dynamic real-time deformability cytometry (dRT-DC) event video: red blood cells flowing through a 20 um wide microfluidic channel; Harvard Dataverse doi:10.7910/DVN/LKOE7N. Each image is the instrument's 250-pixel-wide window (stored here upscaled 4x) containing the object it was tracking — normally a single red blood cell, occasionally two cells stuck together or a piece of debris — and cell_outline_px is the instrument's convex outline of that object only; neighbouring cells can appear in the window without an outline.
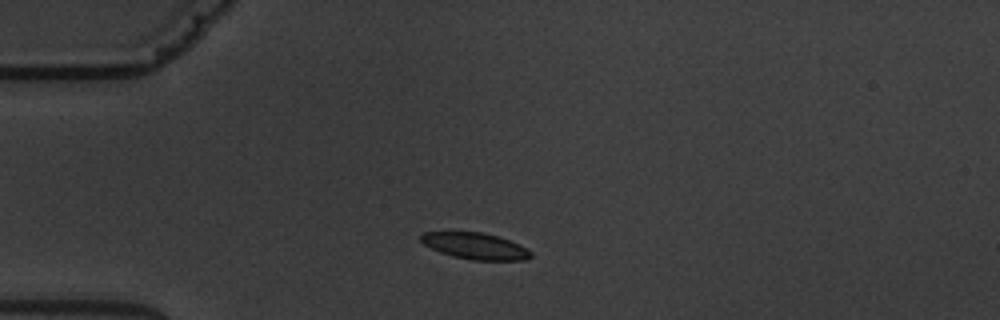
{"species": "common noctule bat (a hibernating species)", "species_latin": "Nyctalus noctula", "temperature_condition": "warm", "stored_images_in_passage": 5, "camera_frame_rate_fps": 3000, "um_per_image_px": 0.085, "animal": {"sex": "male", "body_mass_g": 19.5, "forearm_length_mm": 54.6}, "frame": {"image": 1, "passage_image": 2, "time_ms": 2.0, "image_size_px": [1000, 320], "cell_outline_px": [[532, 256], [524, 260], [472, 260], [452, 256], [440, 252], [424, 244], [420, 240], [420, 232], [480, 232], [496, 236], [520, 244], [528, 248], [532, 252]], "centroid_in_image_um": [40.4, 20.91], "position_along_channel_um": 44.6, "area_um2": 16.88}}
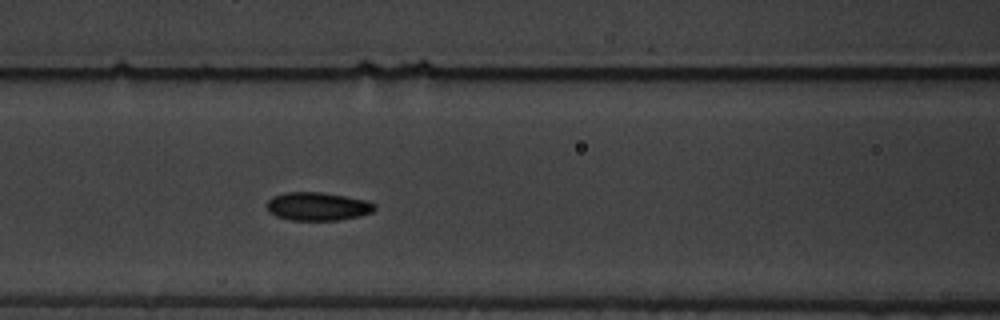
{"frame": {"image": 2, "passage_image": 5, "time_ms": 5.333, "image_size_px": [1000, 320], "cell_outline_px": [[376, 208], [372, 212], [360, 216], [340, 220], [292, 220], [276, 216], [268, 212], [268, 200], [272, 196], [284, 192], [324, 192], [368, 200], [376, 204]], "centroid_in_image_um": [27.03, 17.53], "position_along_channel_um": 139.6, "area_um2": 17.98}}